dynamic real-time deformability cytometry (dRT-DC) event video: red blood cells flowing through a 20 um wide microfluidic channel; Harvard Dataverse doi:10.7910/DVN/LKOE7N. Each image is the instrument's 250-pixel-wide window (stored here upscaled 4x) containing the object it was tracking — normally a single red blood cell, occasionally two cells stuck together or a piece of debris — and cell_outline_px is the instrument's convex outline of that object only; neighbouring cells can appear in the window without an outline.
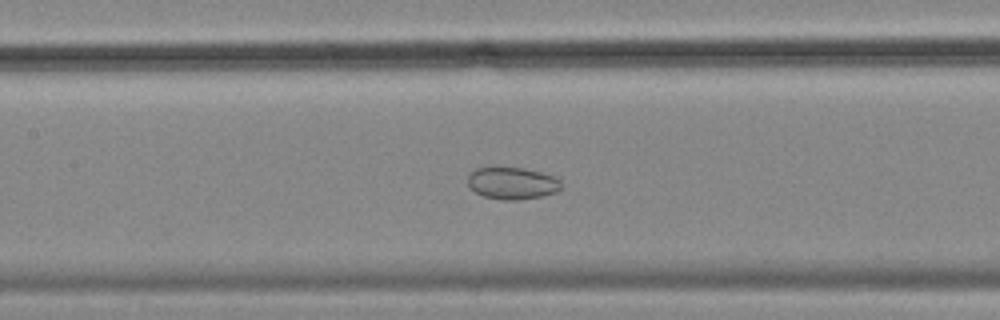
{"species": "common noctule bat (a hibernating species)", "species_latin": "Nyctalus noctula", "temperature_condition": "cold", "stored_images_in_passage": 59, "camera_frame_rate_fps": 3000, "um_per_image_px": 0.085, "animal": {"sex": "female", "body_mass_g": 18.4}, "frame": {"image": 1, "passage_image": 27, "time_ms": 8.667, "image_size_px": [1000, 320], "cell_outline_px": [[564, 188], [556, 192], [540, 196], [516, 200], [504, 200], [484, 196], [476, 192], [468, 184], [468, 176], [476, 168], [492, 164], [520, 168], [540, 172], [552, 176], [560, 180]], "centroid_in_image_um": [43.52, 15.53], "position_along_channel_um": 163.9, "area_um2": 17.8}}
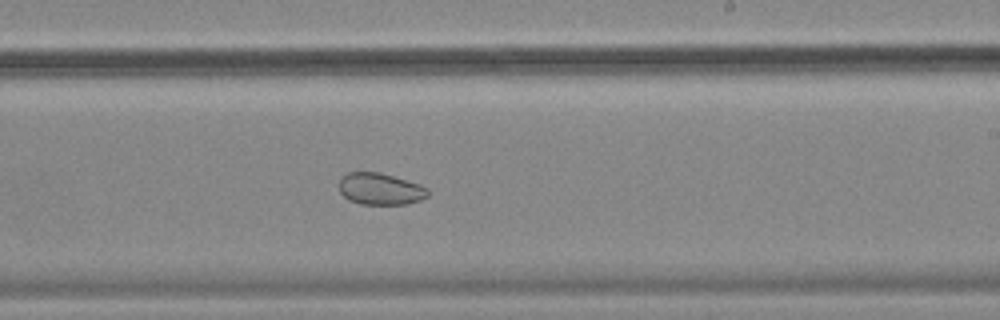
{"frame": {"image": 2, "passage_image": 35, "time_ms": 11.333, "image_size_px": [1000, 320], "cell_outline_px": [[428, 196], [420, 200], [408, 204], [360, 204], [348, 200], [340, 192], [340, 176], [348, 172], [380, 172], [420, 184], [428, 188]], "centroid_in_image_um": [32.32, 16.06], "position_along_channel_um": 256.7, "area_um2": 16.53}}
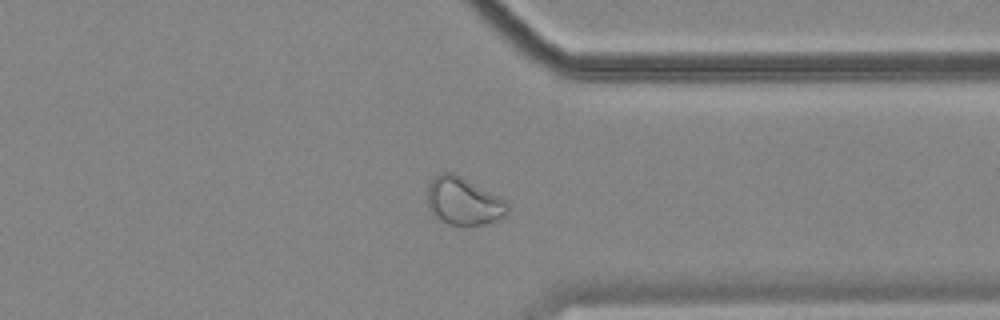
{"frame": {"image": 3, "passage_image": 45, "time_ms": 14.667, "image_size_px": [1000, 320], "cell_outline_px": [[508, 212], [504, 216], [496, 220], [484, 224], [444, 224], [432, 216], [424, 200], [424, 196], [428, 184], [440, 172], [452, 172], [500, 196], [508, 204]], "centroid_in_image_um": [39.31, 17.1], "position_along_channel_um": 372.1, "area_um2": 22.66}, "authors_computed_cell_mechanics": {"area_um2": 24.7384, "velocity_mm_per_s": 3.5027, "shape_relaxation_time_tau1_ms": null, "shape_relaxation_time_tau2_ms": 2.7663, "deformation_change_tau1": null, "deformation_change_tau2": 0.057}}